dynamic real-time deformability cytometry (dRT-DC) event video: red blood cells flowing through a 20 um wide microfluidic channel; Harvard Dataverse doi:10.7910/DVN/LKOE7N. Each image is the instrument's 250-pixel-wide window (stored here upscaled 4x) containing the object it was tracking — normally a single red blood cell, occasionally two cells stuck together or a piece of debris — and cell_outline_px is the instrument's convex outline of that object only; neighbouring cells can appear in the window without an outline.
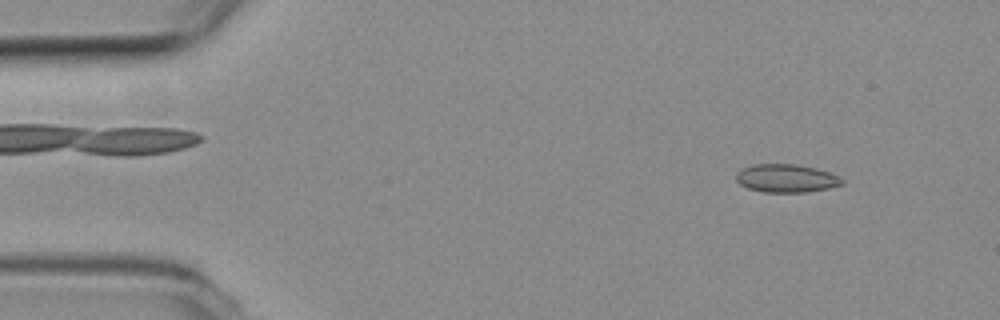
{"species": "common noctule bat (a hibernating species)", "species_latin": "Nyctalus noctula", "temperature_condition": "room temperature", "stored_images_in_passage": 53, "camera_frame_rate_fps": 3000, "um_per_image_px": 0.085, "animal": {"sex": "female", "body_mass_g": 19.3, "forearm_length_mm": 54.1}, "frame": {"image": 1, "passage_image": 5, "time_ms": 1.333, "image_size_px": [1000, 320], "cell_outline_px": [[844, 184], [828, 188], [808, 192], [764, 192], [748, 188], [740, 184], [736, 180], [736, 172], [740, 168], [752, 164], [796, 164], [816, 168], [840, 176], [844, 180]], "centroid_in_image_um": [66.83, 15.15], "position_along_channel_um": 18.2, "area_um2": 17.57}}
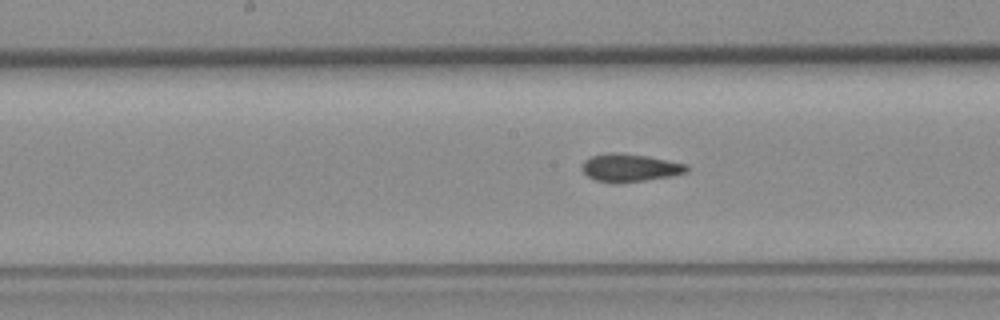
{"frame": {"image": 2, "passage_image": 26, "time_ms": 8.333, "image_size_px": [1000, 320], "cell_outline_px": [[688, 172], [672, 176], [616, 184], [612, 184], [596, 180], [588, 176], [580, 168], [584, 160], [592, 156], [612, 152], [616, 152], [648, 156], [688, 164]], "centroid_in_image_um": [53.54, 14.27], "position_along_channel_um": 194.7, "area_um2": 17.17}}
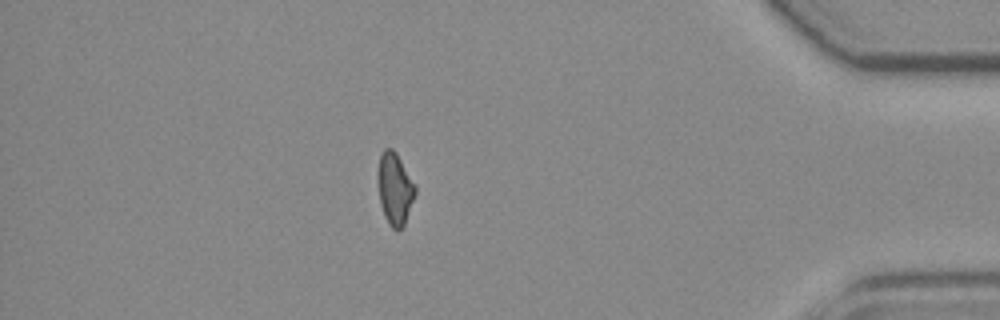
{"frame": {"image": 3, "passage_image": 46, "time_ms": 15.0, "image_size_px": [1000, 320], "cell_outline_px": [[416, 192], [404, 224], [396, 232], [388, 224], [384, 216], [380, 204], [380, 156], [384, 148], [392, 148], [396, 152], [416, 184]], "centroid_in_image_um": [33.6, 16.06], "position_along_channel_um": 401.6, "area_um2": 15.26}, "authors_computed_cell_mechanics": {"area_um2": 16.7042, "velocity_mm_per_s": 3.8045, "shape_relaxation_time_tau1_ms": null, "shape_relaxation_time_tau2_ms": 2.2283, "deformation_change_tau1": null, "deformation_change_tau2": 0.0673}}